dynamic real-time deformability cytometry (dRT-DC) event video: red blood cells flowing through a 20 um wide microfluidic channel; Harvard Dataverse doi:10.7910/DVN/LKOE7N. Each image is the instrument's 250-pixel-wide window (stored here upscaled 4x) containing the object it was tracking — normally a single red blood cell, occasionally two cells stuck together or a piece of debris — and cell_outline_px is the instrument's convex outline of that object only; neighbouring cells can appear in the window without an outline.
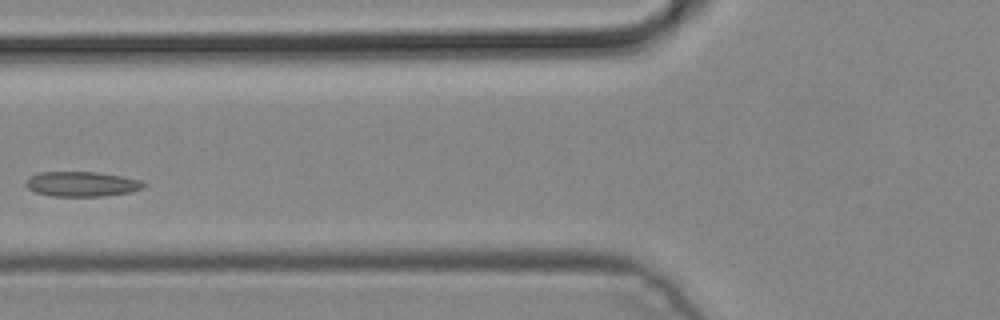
{"species": "common noctule bat (a hibernating species)", "species_latin": "Nyctalus noctula", "temperature_condition": "cold", "stored_images_in_passage": 3, "camera_frame_rate_fps": 3000, "um_per_image_px": 0.085, "animal": {"sex": "male", "body_mass_g": 19.2, "forearm_length_mm": 51.8}, "frame": {"image": 1, "passage_image": 3, "time_ms": 0.667, "image_size_px": [1000, 320], "cell_outline_px": [[148, 184], [140, 188], [128, 192], [100, 196], [52, 196], [36, 192], [28, 188], [24, 184], [32, 176], [40, 172], [96, 172], [120, 176], [140, 180]], "centroid_in_image_um": [6.93, 15.64], "position_along_channel_um": 118.9, "area_um2": 16.76}}